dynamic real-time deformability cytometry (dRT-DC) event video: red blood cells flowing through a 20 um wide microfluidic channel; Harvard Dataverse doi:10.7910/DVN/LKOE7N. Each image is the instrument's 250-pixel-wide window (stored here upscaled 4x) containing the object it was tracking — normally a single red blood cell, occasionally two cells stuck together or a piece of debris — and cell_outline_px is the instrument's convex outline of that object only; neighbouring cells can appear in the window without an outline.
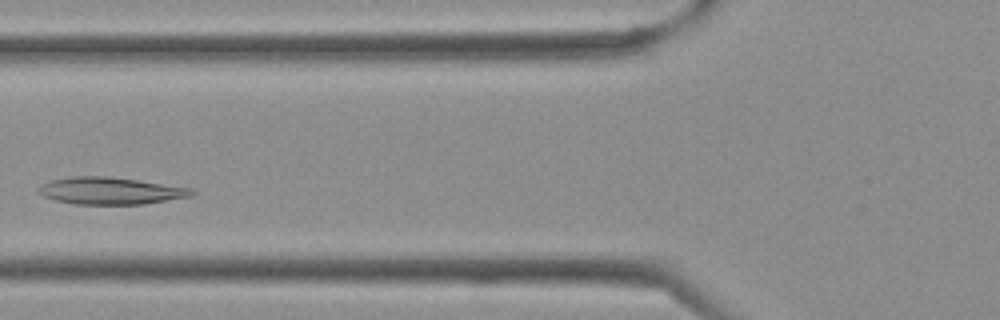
{"species": "Egyptian fruit bat (a non-hibernating species)", "species_latin": "Rousettus aegyptiacus", "temperature_condition": "cold", "stored_images_in_passage": 33, "camera_frame_rate_fps": 3000, "um_per_image_px": 0.085, "frame": {"image": 1, "passage_image": 9, "time_ms": 2.667, "image_size_px": [1000, 320], "cell_outline_px": [[196, 192], [192, 196], [144, 204], [76, 204], [56, 200], [44, 196], [40, 192], [40, 188], [44, 184], [52, 180], [72, 176], [108, 176], [192, 188]], "centroid_in_image_um": [9.45, 16.22], "position_along_channel_um": 116.4, "area_um2": 23.81}}
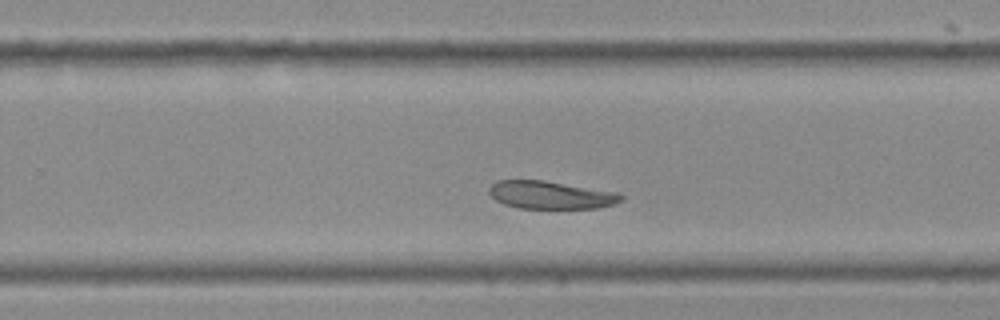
{"frame": {"image": 2, "passage_image": 19, "time_ms": 6.0, "image_size_px": [1000, 320], "cell_outline_px": [[624, 196], [616, 204], [600, 208], [520, 208], [504, 204], [496, 200], [488, 192], [488, 188], [496, 180], [544, 180], [620, 192]], "centroid_in_image_um": [46.84, 16.56], "position_along_channel_um": 283.0, "area_um2": 21.62}}
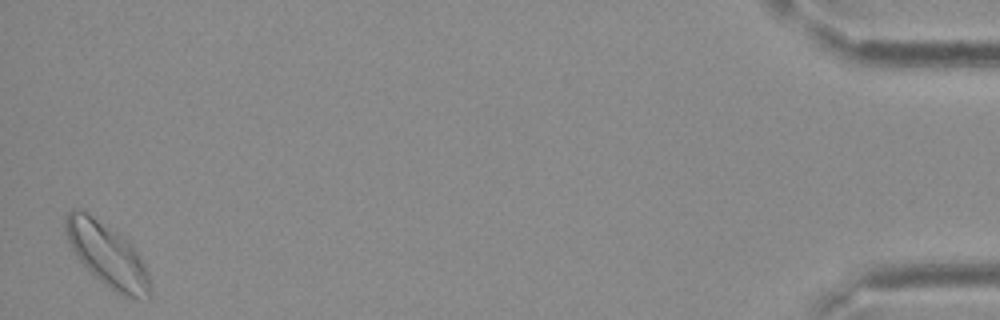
{"frame": {"image": 3, "passage_image": 33, "time_ms": 10.667, "image_size_px": [1000, 320], "cell_outline_px": [[152, 296], [148, 300], [140, 300], [124, 296], [116, 292], [104, 284], [76, 256], [64, 232], [64, 216], [72, 208], [76, 208], [92, 216], [124, 236], [132, 244], [140, 256], [148, 272], [152, 292]], "centroid_in_image_um": [9.15, 21.69], "position_along_channel_um": 426.0, "area_um2": 31.39}}